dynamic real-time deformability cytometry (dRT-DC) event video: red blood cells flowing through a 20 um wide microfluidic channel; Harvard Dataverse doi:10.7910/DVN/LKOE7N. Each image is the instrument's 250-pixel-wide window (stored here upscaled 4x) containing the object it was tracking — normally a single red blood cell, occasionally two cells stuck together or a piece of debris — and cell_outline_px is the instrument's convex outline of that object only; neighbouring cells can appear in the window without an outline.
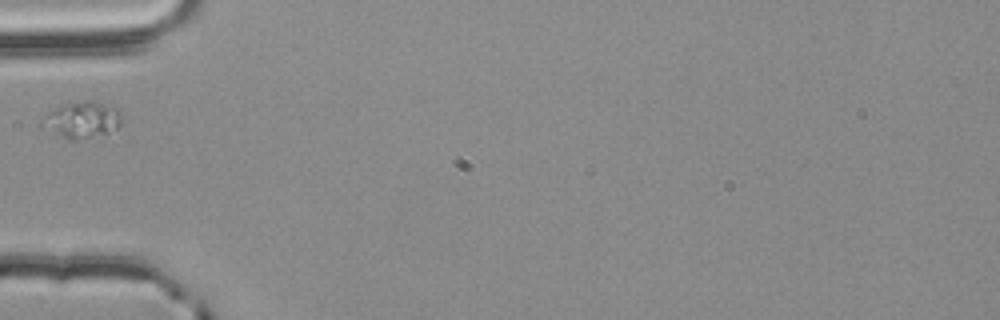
{"species": "common noctule bat (a hibernating species)", "species_latin": "Nyctalus noctula", "temperature_condition": "room temperature", "stored_images_in_passage": 1, "camera_frame_rate_fps": 3000, "um_per_image_px": 0.085, "animal": {"sex": "male", "body_mass_g": 20.4}, "frame": {"image": 1, "passage_image": 1, "time_ms": 0.0, "image_size_px": [1000, 320], "cell_outline_px": [[120, 124], [116, 128], [108, 132], [80, 140], [72, 140], [60, 136], [40, 128], [40, 120], [48, 112], [56, 108], [68, 104], [84, 100], [96, 100], [116, 108], [120, 120]], "centroid_in_image_um": [6.9, 10.19], "position_along_channel_um": 78.1, "area_um2": 16.76}}